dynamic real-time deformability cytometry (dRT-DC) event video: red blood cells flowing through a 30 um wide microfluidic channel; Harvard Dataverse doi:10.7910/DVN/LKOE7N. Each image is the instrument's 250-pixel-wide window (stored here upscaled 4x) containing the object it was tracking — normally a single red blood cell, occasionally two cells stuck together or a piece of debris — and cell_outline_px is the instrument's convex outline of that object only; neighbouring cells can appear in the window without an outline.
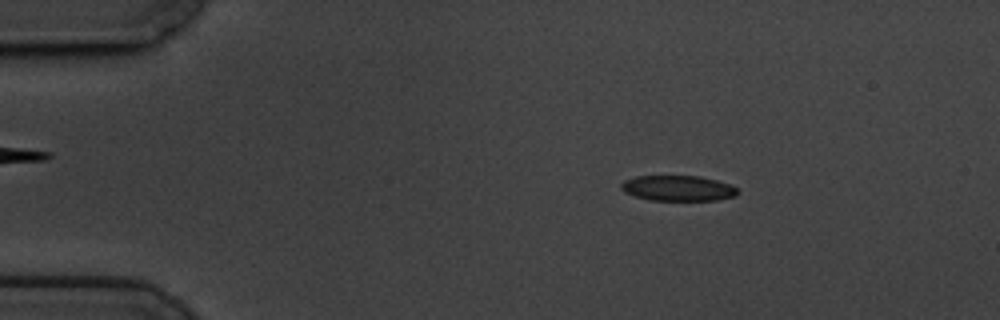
{"species": "common noctule bat (a hibernating species)", "species_latin": "Nyctalus noctula", "temperature_condition": "cold", "stored_images_in_passage": 58, "camera_frame_rate_fps": 3000, "um_per_image_px": 0.085, "animal": {"sex": "male", "body_mass_g": 19.5, "forearm_length_mm": 54.6}, "frame": {"image": 1, "passage_image": 9, "time_ms": 2.667, "image_size_px": [1000, 320], "cell_outline_px": [[740, 192], [736, 196], [716, 200], [648, 200], [624, 192], [620, 188], [620, 184], [624, 180], [636, 176], [700, 176], [716, 180], [728, 184], [736, 188]], "centroid_in_image_um": [57.61, 16.0], "position_along_channel_um": 27.4, "area_um2": 17.28}}
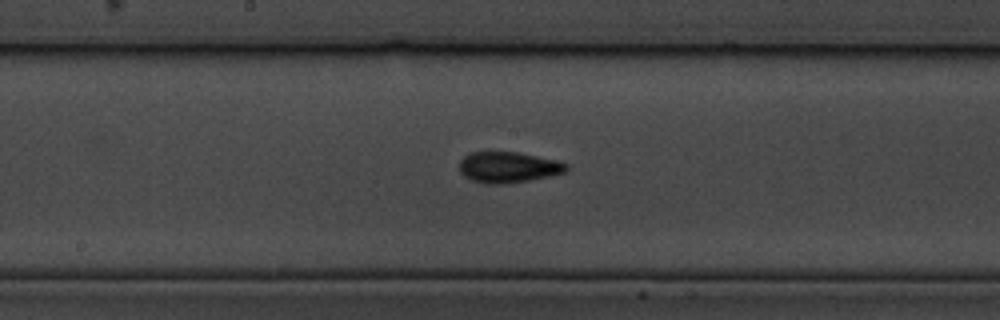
{"frame": {"image": 2, "passage_image": 30, "time_ms": 9.667, "image_size_px": [1000, 320], "cell_outline_px": [[568, 168], [564, 172], [552, 176], [528, 180], [500, 184], [488, 184], [472, 180], [464, 176], [460, 172], [460, 160], [464, 156], [472, 152], [520, 152], [568, 164]], "centroid_in_image_um": [43.18, 14.21], "position_along_channel_um": 205.0, "area_um2": 19.02}}
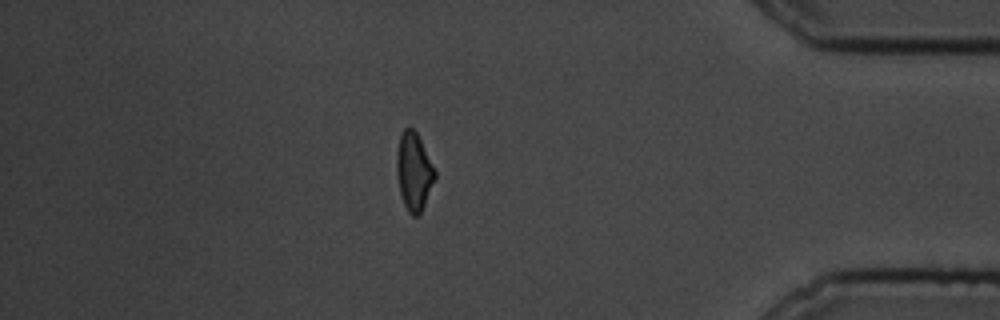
{"frame": {"image": 3, "passage_image": 50, "time_ms": 16.333, "image_size_px": [1000, 320], "cell_outline_px": [[436, 176], [424, 204], [420, 212], [416, 216], [412, 216], [408, 212], [404, 204], [400, 192], [396, 172], [396, 152], [400, 136], [404, 128], [412, 128], [416, 132], [436, 172]], "centroid_in_image_um": [35.15, 14.57], "position_along_channel_um": 400.0, "area_um2": 16.99}, "authors_computed_cell_mechanics": {"area_um2": 18.1203, "velocity_mm_per_s": 3.4415, "shape_relaxation_time_tau1_ms": 5.1515, "shape_relaxation_time_tau2_ms": 3.4876, "deformation_change_tau1": 0.1136, "deformation_change_tau2": 0.0803}}